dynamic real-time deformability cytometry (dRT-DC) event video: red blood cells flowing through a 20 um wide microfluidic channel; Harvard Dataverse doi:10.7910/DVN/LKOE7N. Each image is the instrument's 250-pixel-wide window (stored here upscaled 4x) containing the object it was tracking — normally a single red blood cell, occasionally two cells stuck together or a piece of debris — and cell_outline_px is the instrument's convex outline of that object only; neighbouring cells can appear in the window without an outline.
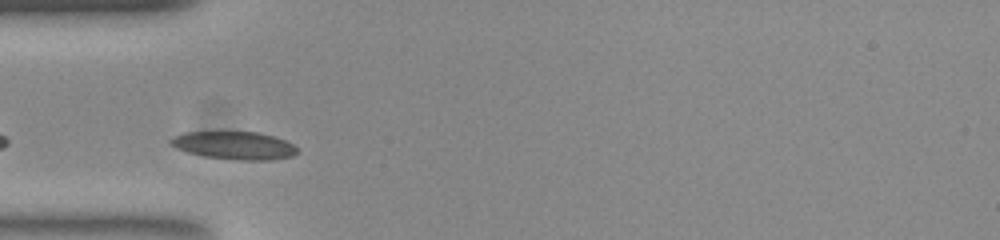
{"species": "common noctule bat (a hibernating species)", "species_latin": "Nyctalus noctula", "temperature_condition": "room temperature", "stored_images_in_passage": 31, "camera_frame_rate_fps": 3000, "um_per_image_px": 0.085, "animal": {"sex": "female", "body_mass_g": 23.0, "forearm_length_mm": 53.4}, "frame": {"image": 1, "passage_image": 3, "time_ms": 0.667, "image_size_px": [1000, 240], "cell_outline_px": [[300, 152], [292, 156], [272, 160], [236, 160], [204, 156], [188, 152], [176, 148], [168, 144], [168, 140], [184, 132], [220, 128], [256, 132], [272, 136], [284, 140], [292, 144]], "centroid_in_image_um": [19.85, 12.31], "position_along_channel_um": 65.2, "area_um2": 21.56}}
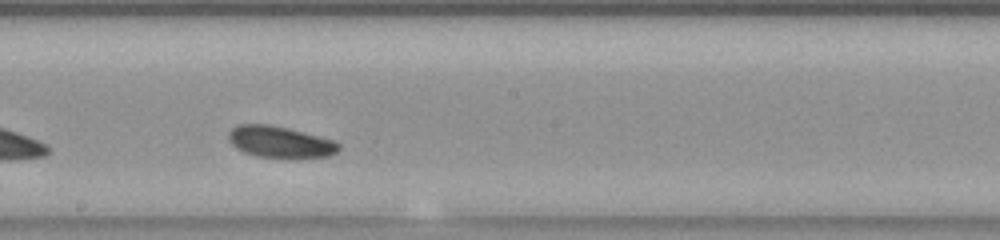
{"frame": {"image": 2, "passage_image": 16, "time_ms": 5.0, "image_size_px": [1000, 240], "cell_outline_px": [[340, 148], [336, 152], [328, 156], [256, 156], [244, 152], [236, 148], [228, 140], [228, 132], [232, 128], [240, 124], [268, 124], [288, 128], [332, 140], [340, 144]], "centroid_in_image_um": [23.74, 12.03], "position_along_channel_um": 224.5, "area_um2": 19.59}}
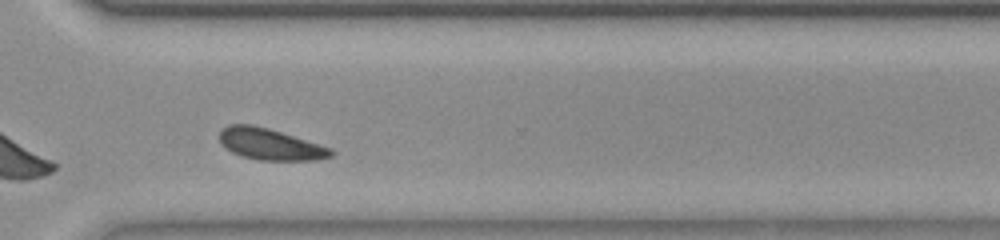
{"frame": {"image": 3, "passage_image": 26, "time_ms": 8.333, "image_size_px": [1000, 240], "cell_outline_px": [[336, 152], [332, 156], [316, 160], [260, 160], [244, 156], [232, 152], [224, 148], [220, 144], [220, 128], [228, 124], [252, 124], [268, 128], [332, 148]], "centroid_in_image_um": [22.94, 12.25], "position_along_channel_um": 347.7, "area_um2": 20.46}, "authors_computed_cell_mechanics": {"area_um2": 19.9988, "velocity_mm_per_s": 3.6911, "shape_relaxation_time_tau1_ms": 1.872, "shape_relaxation_time_tau2_ms": 5.7605, "deformation_change_tau1": 0.0659, "deformation_change_tau2": 0.1118}}